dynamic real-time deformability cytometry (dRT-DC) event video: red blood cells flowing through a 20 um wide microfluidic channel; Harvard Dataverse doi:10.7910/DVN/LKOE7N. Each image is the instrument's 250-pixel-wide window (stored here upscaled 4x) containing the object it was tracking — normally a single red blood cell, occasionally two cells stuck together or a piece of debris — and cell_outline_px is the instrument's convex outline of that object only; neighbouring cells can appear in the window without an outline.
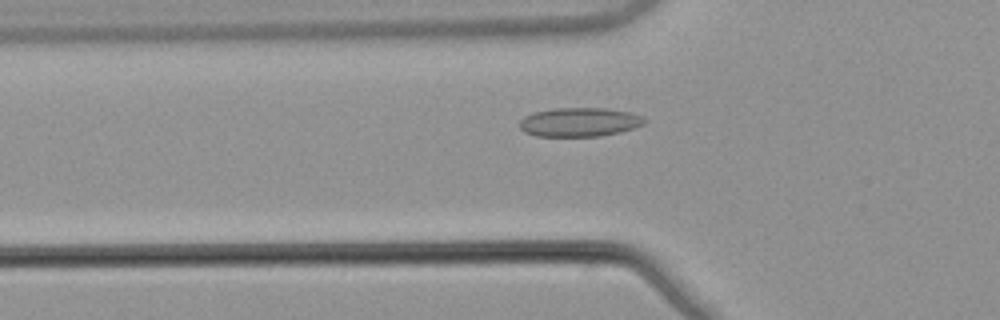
{"species": "common noctule bat (a hibernating species)", "species_latin": "Nyctalus noctula", "temperature_condition": "warm", "stored_images_in_passage": 51, "camera_frame_rate_fps": 3000, "um_per_image_px": 0.085, "animal": {"sex": "male", "body_mass_g": 21.5, "forearm_length_mm": 52.0}, "frame": {"image": 1, "passage_image": 16, "time_ms": 5.0, "image_size_px": [1000, 320], "cell_outline_px": [[648, 120], [644, 124], [620, 132], [600, 136], [536, 136], [524, 132], [520, 128], [520, 120], [524, 116], [532, 112], [552, 108], [608, 108], [628, 112], [644, 116]], "centroid_in_image_um": [49.25, 10.37], "position_along_channel_um": 76.5, "area_um2": 21.27}}
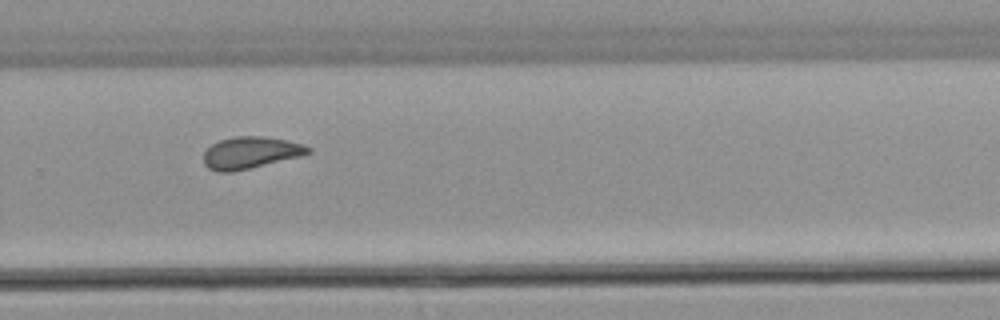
{"frame": {"image": 2, "passage_image": 34, "time_ms": 11.0, "image_size_px": [1000, 320], "cell_outline_px": [[312, 152], [300, 156], [232, 172], [220, 172], [208, 168], [204, 164], [204, 152], [212, 144], [220, 140], [236, 136], [264, 136], [284, 140], [300, 144], [312, 148]], "centroid_in_image_um": [21.27, 12.98], "position_along_channel_um": 308.5, "area_um2": 19.13}}
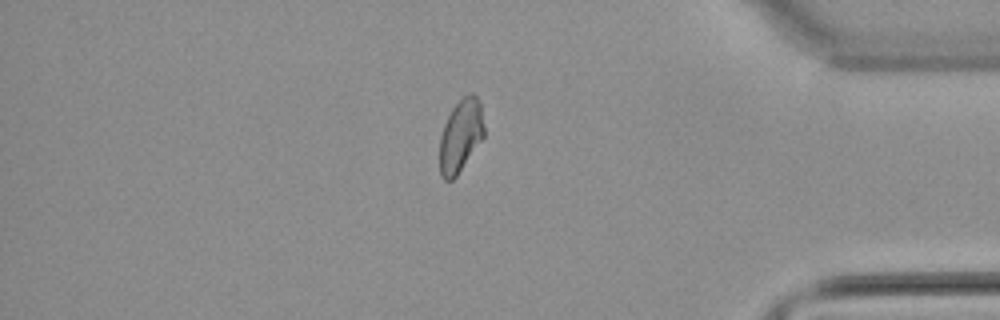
{"frame": {"image": 3, "passage_image": 43, "time_ms": 14.0, "image_size_px": [1000, 320], "cell_outline_px": [[484, 136], [456, 176], [452, 180], [444, 180], [440, 176], [440, 136], [444, 124], [452, 108], [468, 92], [472, 92], [476, 96], [480, 104], [484, 128]], "centroid_in_image_um": [39.14, 11.53], "position_along_channel_um": 396.1, "area_um2": 18.61}, "authors_computed_cell_mechanics": {"area_um2": 19.4786, "velocity_mm_per_s": 3.8635, "shape_relaxation_time_tau1_ms": null, "shape_relaxation_time_tau2_ms": 2.034, "deformation_change_tau1": null, "deformation_change_tau2": 0.0837}}